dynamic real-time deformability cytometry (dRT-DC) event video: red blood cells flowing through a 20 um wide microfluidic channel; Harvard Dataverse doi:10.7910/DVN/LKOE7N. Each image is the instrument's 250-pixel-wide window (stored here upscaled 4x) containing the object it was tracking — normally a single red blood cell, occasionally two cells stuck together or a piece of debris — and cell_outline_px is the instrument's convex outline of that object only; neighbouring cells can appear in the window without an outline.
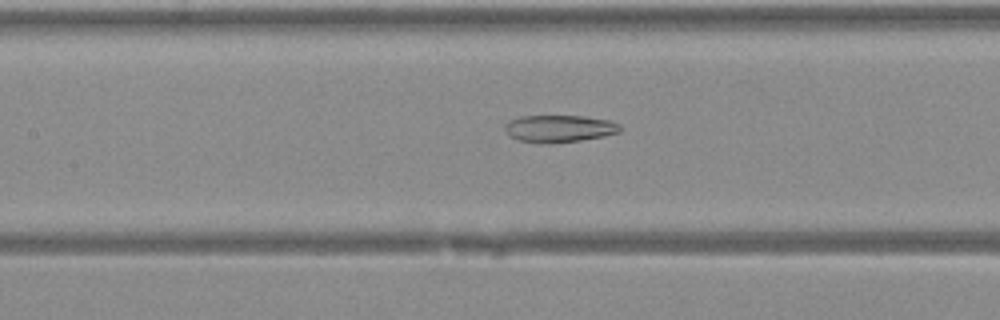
{"species": "Egyptian fruit bat (a non-hibernating species)", "species_latin": "Rousettus aegyptiacus", "temperature_condition": "warm", "stored_images_in_passage": 43, "camera_frame_rate_fps": 3000, "um_per_image_px": 0.085, "animal": {"sex": "female"}, "frame": {"image": 1, "passage_image": 21, "time_ms": 6.667, "image_size_px": [1000, 320], "cell_outline_px": [[620, 132], [604, 136], [580, 140], [544, 144], [540, 144], [516, 140], [504, 128], [504, 124], [508, 120], [520, 116], [584, 116], [608, 120], [620, 124]], "centroid_in_image_um": [47.51, 10.93], "position_along_channel_um": 159.9, "area_um2": 18.32}}
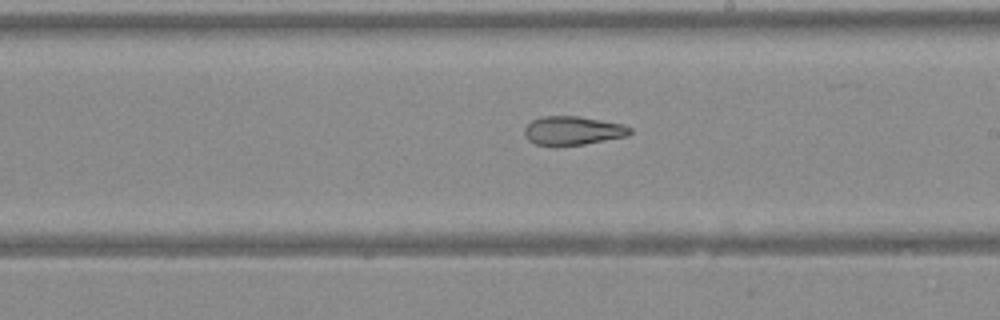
{"frame": {"image": 2, "passage_image": 26, "time_ms": 8.333, "image_size_px": [1000, 320], "cell_outline_px": [[632, 132], [628, 136], [584, 144], [556, 148], [552, 148], [536, 144], [528, 140], [524, 132], [524, 128], [532, 120], [544, 116], [576, 116], [624, 124], [632, 128]], "centroid_in_image_um": [48.67, 11.14], "position_along_channel_um": 240.3, "area_um2": 18.09}}
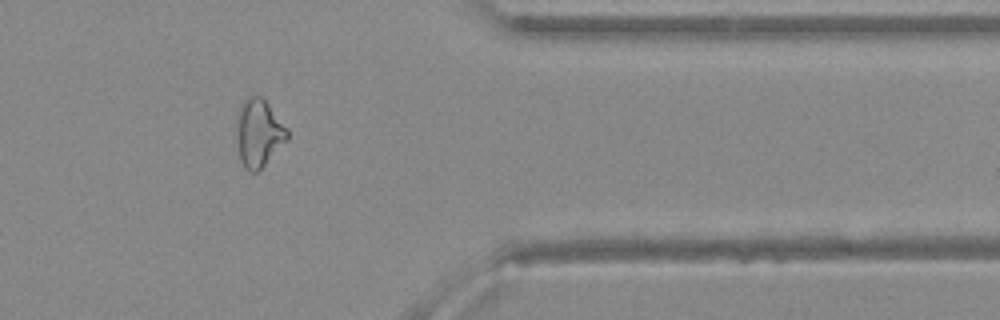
{"frame": {"image": 3, "passage_image": 36, "time_ms": 11.667, "image_size_px": [1000, 320], "cell_outline_px": [[288, 140], [256, 172], [252, 172], [240, 160], [240, 104], [248, 96], [260, 96], [268, 104], [288, 128]], "centroid_in_image_um": [22.08, 11.28], "position_along_channel_um": 389.3, "area_um2": 18.79}}